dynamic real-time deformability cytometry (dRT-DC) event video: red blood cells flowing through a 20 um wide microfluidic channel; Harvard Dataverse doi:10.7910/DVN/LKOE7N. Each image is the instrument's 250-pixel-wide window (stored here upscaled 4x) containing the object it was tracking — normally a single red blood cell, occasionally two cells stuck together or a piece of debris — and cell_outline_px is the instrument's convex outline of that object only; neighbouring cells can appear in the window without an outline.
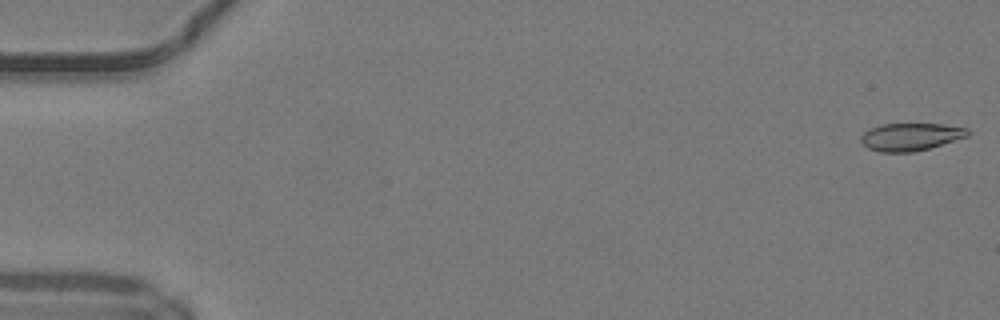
{"species": "common noctule bat (a hibernating species)", "species_latin": "Nyctalus noctula", "temperature_condition": "warm", "stored_images_in_passage": 7, "camera_frame_rate_fps": 3000, "um_per_image_px": 0.085, "animal": {"sex": "male", "body_mass_g": 19.2, "forearm_length_mm": 51.8}, "frame": {"image": 1, "passage_image": 1, "time_ms": 0.0, "image_size_px": [1000, 320], "cell_outline_px": [[968, 136], [928, 148], [912, 152], [880, 152], [868, 148], [860, 140], [860, 136], [864, 132], [880, 124], [940, 124], [968, 128]], "centroid_in_image_um": [77.37, 11.62], "position_along_channel_um": 7.6, "area_um2": 16.94}}